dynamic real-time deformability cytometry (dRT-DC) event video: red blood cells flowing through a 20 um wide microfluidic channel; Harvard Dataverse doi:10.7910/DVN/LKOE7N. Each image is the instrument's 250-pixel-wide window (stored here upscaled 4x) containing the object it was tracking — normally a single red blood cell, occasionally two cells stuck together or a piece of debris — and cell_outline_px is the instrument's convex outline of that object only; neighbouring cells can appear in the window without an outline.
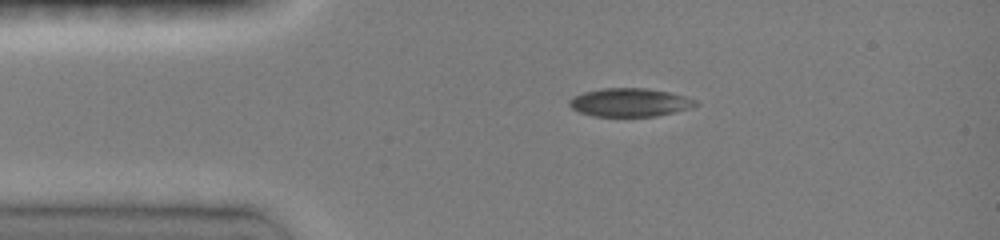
{"species": "common noctule bat (a hibernating species)", "species_latin": "Nyctalus noctula", "temperature_condition": "room temperature", "stored_images_in_passage": 11, "camera_frame_rate_fps": 3000, "um_per_image_px": 0.085, "animal": {"sex": "female", "body_mass_g": 19.0, "forearm_length_mm": 51.5}, "frame": {"image": 1, "passage_image": 1, "time_ms": 0.0, "image_size_px": [1000, 240], "cell_outline_px": [[700, 104], [692, 108], [656, 116], [592, 116], [580, 112], [572, 108], [568, 104], [568, 100], [572, 96], [584, 92], [604, 88], [644, 88], [668, 92], [684, 96], [696, 100]], "centroid_in_image_um": [53.53, 8.71], "position_along_channel_um": 31.5, "area_um2": 20.87}}
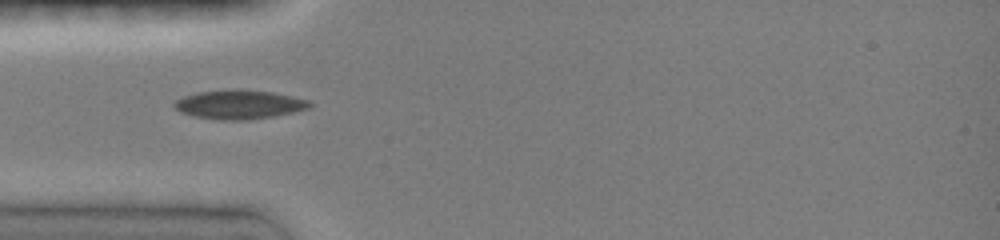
{"frame": {"image": 2, "passage_image": 6, "time_ms": 1.667, "image_size_px": [1000, 240], "cell_outline_px": [[312, 108], [272, 116], [248, 120], [220, 120], [196, 116], [180, 112], [172, 104], [176, 100], [184, 96], [196, 92], [236, 88], [240, 88], [272, 92], [292, 96], [308, 100], [312, 104]], "centroid_in_image_um": [20.34, 8.86], "position_along_channel_um": 64.7, "area_um2": 23.0}}
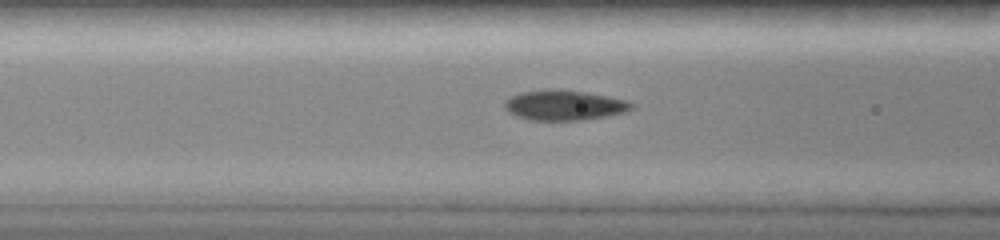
{"frame": {"image": 3, "passage_image": 10, "time_ms": 3.0, "image_size_px": [1000, 240], "cell_outline_px": [[632, 108], [624, 112], [608, 116], [584, 120], [528, 120], [516, 116], [508, 112], [504, 108], [504, 100], [520, 92], [548, 88], [584, 92], [628, 100], [632, 104]], "centroid_in_image_um": [47.91, 8.94], "position_along_channel_um": 118.7, "area_um2": 22.37}}